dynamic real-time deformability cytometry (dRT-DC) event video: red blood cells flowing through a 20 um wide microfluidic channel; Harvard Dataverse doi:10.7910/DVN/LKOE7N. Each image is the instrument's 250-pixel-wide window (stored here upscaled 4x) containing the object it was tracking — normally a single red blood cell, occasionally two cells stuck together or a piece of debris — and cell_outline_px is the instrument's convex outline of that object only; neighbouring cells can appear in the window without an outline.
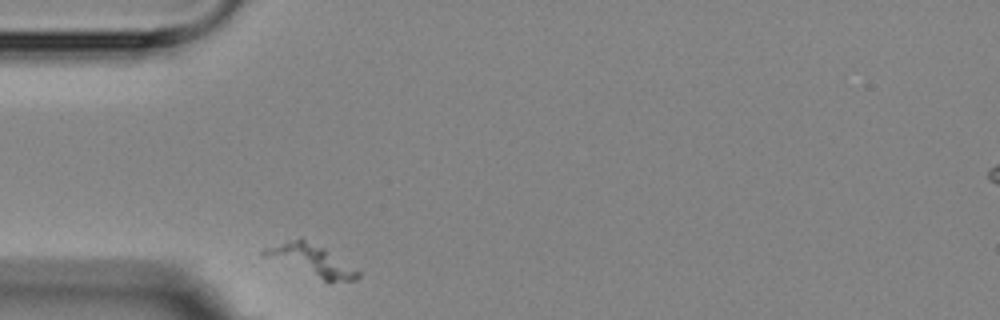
{"species": "Egyptian fruit bat (a non-hibernating species)", "species_latin": "Rousettus aegyptiacus", "temperature_condition": "room temperature", "stored_images_in_passage": 1, "camera_frame_rate_fps": 3000, "um_per_image_px": 0.085, "animal": {"sex": "female"}, "frame": {"image": 1, "passage_image": 1, "time_ms": 0.0, "image_size_px": [1000, 320], "cell_outline_px": [[360, 276], [356, 280], [324, 280], [260, 256], [260, 252], [264, 248], [300, 236], [324, 248], [360, 272]], "centroid_in_image_um": [26.37, 22.08], "position_along_channel_um": 58.6, "area_um2": 16.94}}